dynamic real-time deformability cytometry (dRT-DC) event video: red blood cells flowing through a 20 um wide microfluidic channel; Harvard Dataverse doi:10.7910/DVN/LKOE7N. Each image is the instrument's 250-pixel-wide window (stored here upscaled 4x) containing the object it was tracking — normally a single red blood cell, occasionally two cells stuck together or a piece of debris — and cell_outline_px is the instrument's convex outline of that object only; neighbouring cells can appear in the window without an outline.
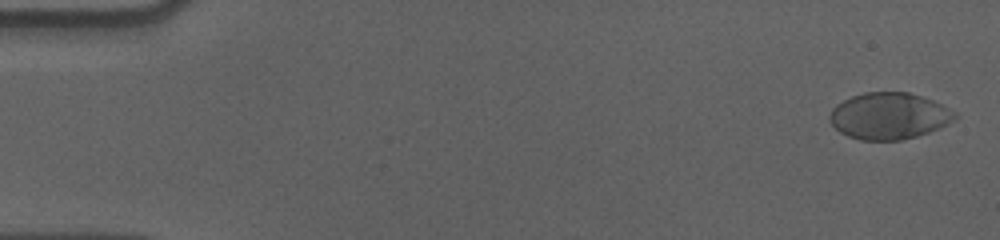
{"species": "human", "species_latin": "Homo sapiens", "temperature_condition": "cold", "stored_images_in_passage": 58, "camera_frame_rate_fps": 3000, "um_per_image_px": 0.085, "donor": {"sex": "male"}, "frame": {"image": 1, "passage_image": 2, "time_ms": 0.333, "image_size_px": [1000, 240], "cell_outline_px": [[956, 116], [948, 124], [928, 132], [916, 136], [900, 140], [860, 140], [848, 136], [840, 132], [828, 120], [828, 116], [832, 108], [836, 104], [852, 96], [864, 92], [908, 92], [932, 100], [956, 112]], "centroid_in_image_um": [75.52, 9.85], "position_along_channel_um": 9.5, "area_um2": 33.81}}
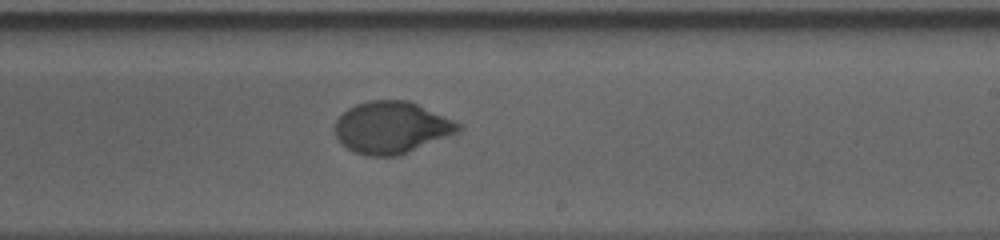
{"frame": {"image": 2, "passage_image": 35, "time_ms": 11.333, "image_size_px": [1000, 240], "cell_outline_px": [[464, 128], [456, 132], [408, 152], [396, 156], [368, 156], [356, 152], [348, 148], [336, 140], [332, 128], [336, 120], [348, 108], [356, 104], [372, 100], [408, 100], [464, 124]], "centroid_in_image_um": [33.25, 10.83], "position_along_channel_um": 255.8, "area_um2": 37.34}}
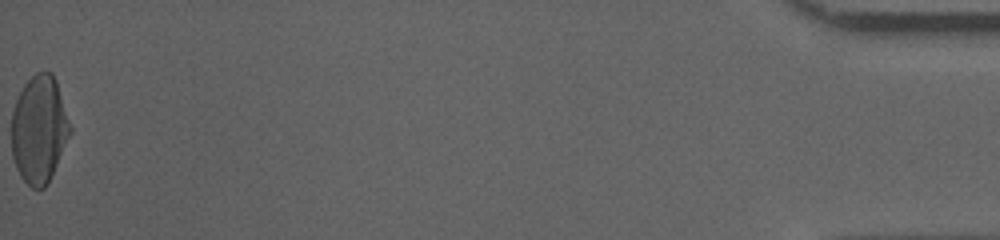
{"frame": {"image": 3, "passage_image": 58, "time_ms": 19.0, "image_size_px": [1000, 240], "cell_outline_px": [[72, 132], [48, 184], [44, 188], [32, 188], [20, 176], [16, 168], [12, 156], [12, 112], [16, 100], [24, 84], [36, 72], [52, 72], [56, 80], [72, 128]], "centroid_in_image_um": [3.34, 11.01], "position_along_channel_um": 431.9, "area_um2": 36.82}, "authors_computed_cell_mechanics": {"area_um2": 36.7897, "velocity_mm_per_s": 3.5671, "shape_relaxation_time_tau1_ms": 5.2674, "shape_relaxation_time_tau2_ms": null, "deformation_change_tau1": 0.1951, "deformation_change_tau2": null}}